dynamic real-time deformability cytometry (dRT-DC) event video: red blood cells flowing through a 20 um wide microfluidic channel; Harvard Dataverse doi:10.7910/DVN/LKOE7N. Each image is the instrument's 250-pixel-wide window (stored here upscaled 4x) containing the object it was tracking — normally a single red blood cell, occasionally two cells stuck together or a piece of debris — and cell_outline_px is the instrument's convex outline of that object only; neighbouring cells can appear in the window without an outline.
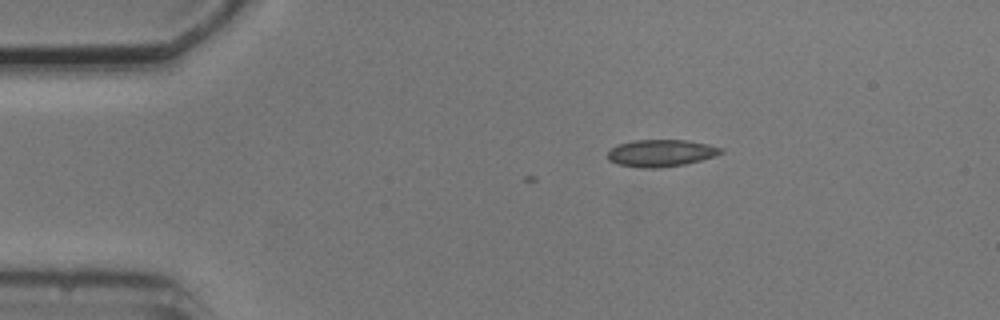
{"species": "common noctule bat (a hibernating species)", "species_latin": "Nyctalus noctula", "temperature_condition": "cold", "stored_images_in_passage": 5, "camera_frame_rate_fps": 3000, "um_per_image_px": 0.085, "animal": {"sex": "male", "body_mass_g": 20.5, "forearm_length_mm": 52.5}, "frame": {"image": 1, "passage_image": 1, "time_ms": 0.0, "image_size_px": [1000, 320], "cell_outline_px": [[724, 152], [716, 156], [684, 164], [660, 168], [640, 168], [616, 164], [608, 160], [608, 152], [612, 148], [620, 144], [636, 140], [688, 140], [708, 144], [724, 148]], "centroid_in_image_um": [56.21, 13.02], "position_along_channel_um": 28.8, "area_um2": 17.92}}
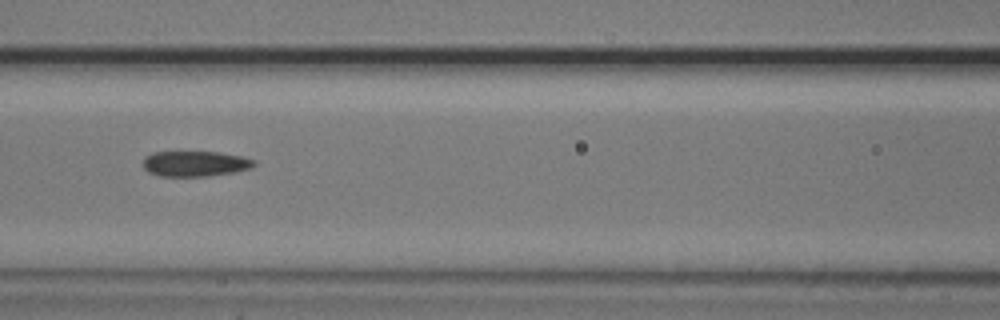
{"frame": {"image": 2, "passage_image": 5, "time_ms": 4.667, "image_size_px": [1000, 320], "cell_outline_px": [[256, 164], [252, 168], [236, 172], [208, 176], [160, 176], [148, 172], [144, 168], [144, 156], [152, 152], [220, 152], [244, 156], [256, 160]], "centroid_in_image_um": [16.63, 13.91], "position_along_channel_um": 150.0, "area_um2": 16.7}}